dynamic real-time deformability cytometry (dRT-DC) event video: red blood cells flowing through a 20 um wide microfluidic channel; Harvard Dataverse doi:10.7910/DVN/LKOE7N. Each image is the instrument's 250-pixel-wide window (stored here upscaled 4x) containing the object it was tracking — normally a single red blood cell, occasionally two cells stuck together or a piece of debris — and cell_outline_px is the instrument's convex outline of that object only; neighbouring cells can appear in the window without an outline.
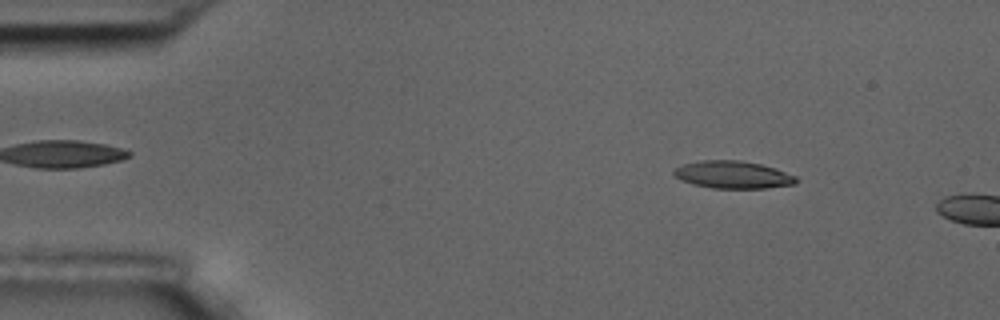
{"species": "common noctule bat (a hibernating species)", "species_latin": "Nyctalus noctula", "temperature_condition": "room temperature", "stored_images_in_passage": 3, "camera_frame_rate_fps": 3000, "um_per_image_px": 0.085, "animal": {"sex": "male", "body_mass_g": 17.5, "forearm_length_mm": 52.3}, "frame": {"image": 1, "passage_image": 2, "time_ms": 1.0, "image_size_px": [1000, 320], "cell_outline_px": [[800, 180], [796, 184], [768, 188], [712, 188], [692, 184], [680, 180], [672, 172], [676, 168], [684, 164], [700, 160], [740, 160], [760, 164], [796, 176]], "centroid_in_image_um": [62.3, 14.86], "position_along_channel_um": 22.7, "area_um2": 19.54}}